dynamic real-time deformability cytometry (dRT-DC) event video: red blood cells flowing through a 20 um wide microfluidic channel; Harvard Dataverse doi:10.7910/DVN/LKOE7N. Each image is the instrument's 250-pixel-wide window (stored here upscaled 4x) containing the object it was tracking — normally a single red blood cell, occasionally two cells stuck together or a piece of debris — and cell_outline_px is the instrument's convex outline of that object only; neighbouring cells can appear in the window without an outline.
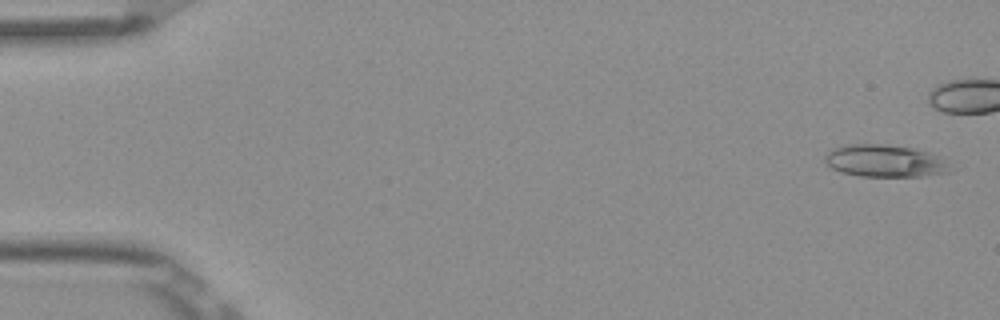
{"species": "Egyptian fruit bat (a non-hibernating species)", "species_latin": "Rousettus aegyptiacus", "temperature_condition": "room temperature", "stored_images_in_passage": 6, "camera_frame_rate_fps": 3000, "um_per_image_px": 0.085, "frame": {"image": 1, "passage_image": 1, "time_ms": 0.0, "image_size_px": [1000, 320], "cell_outline_px": [[952, 168], [948, 172], [920, 176], [860, 176], [840, 172], [832, 168], [824, 160], [824, 156], [832, 148], [844, 144], [884, 144], [912, 148], [928, 152], [940, 156]], "centroid_in_image_um": [75.18, 13.67], "position_along_channel_um": 9.8, "area_um2": 23.52}}
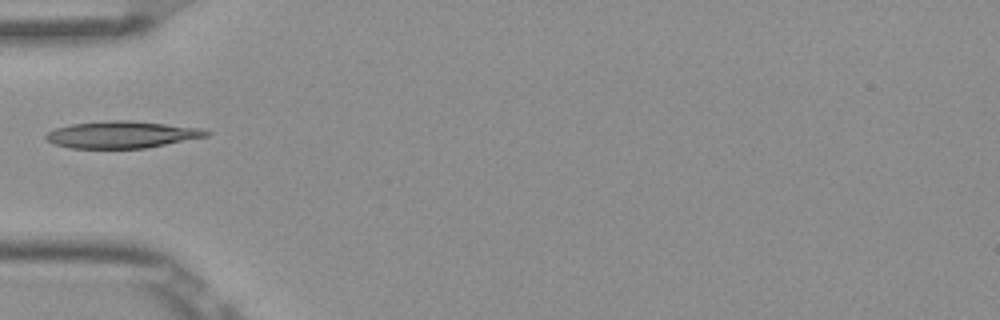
{"frame": {"image": 2, "passage_image": 6, "time_ms": 1.667, "image_size_px": [1000, 320], "cell_outline_px": [[212, 132], [208, 136], [148, 148], [72, 148], [56, 144], [48, 140], [44, 136], [48, 132], [56, 128], [72, 124], [112, 120], [128, 120], [200, 128]], "centroid_in_image_um": [10.39, 11.44], "position_along_channel_um": 74.6, "area_um2": 24.91}}